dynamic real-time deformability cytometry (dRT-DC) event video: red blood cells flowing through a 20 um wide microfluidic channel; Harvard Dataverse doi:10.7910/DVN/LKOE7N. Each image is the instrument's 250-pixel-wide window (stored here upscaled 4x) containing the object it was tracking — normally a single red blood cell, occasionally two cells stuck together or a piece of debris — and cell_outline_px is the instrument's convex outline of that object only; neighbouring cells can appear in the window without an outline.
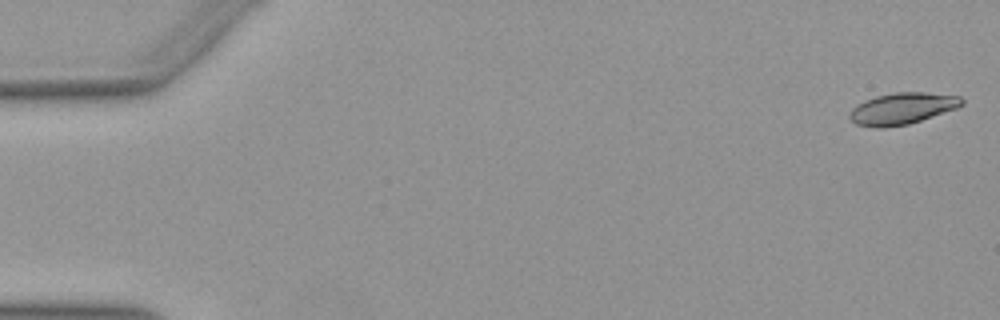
{"species": "Egyptian fruit bat (a non-hibernating species)", "species_latin": "Rousettus aegyptiacus", "temperature_condition": "warm", "stored_images_in_passage": 5, "camera_frame_rate_fps": 3000, "um_per_image_px": 0.085, "animal": {"sex": "female"}, "frame": {"image": 1, "passage_image": 1, "time_ms": 0.0, "image_size_px": [1000, 320], "cell_outline_px": [[964, 104], [956, 108], [908, 124], [884, 128], [872, 128], [856, 124], [848, 116], [852, 108], [856, 104], [864, 100], [876, 96], [896, 92], [924, 92], [960, 96], [964, 100]], "centroid_in_image_um": [76.65, 9.22], "position_along_channel_um": 8.3, "area_um2": 20.63}}